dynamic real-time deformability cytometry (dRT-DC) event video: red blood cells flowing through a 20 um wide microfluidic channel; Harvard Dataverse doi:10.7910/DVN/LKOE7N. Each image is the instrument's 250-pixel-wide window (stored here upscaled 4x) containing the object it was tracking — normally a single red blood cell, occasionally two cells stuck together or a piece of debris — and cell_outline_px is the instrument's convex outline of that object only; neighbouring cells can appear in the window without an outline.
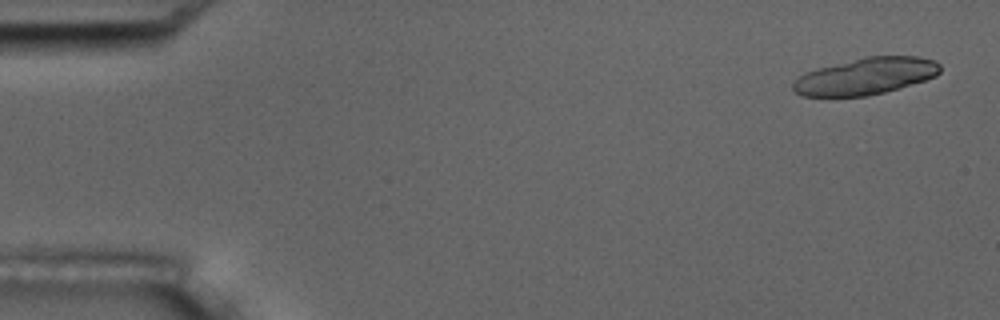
{"species": "common noctule bat (a hibernating species)", "species_latin": "Nyctalus noctula", "temperature_condition": "room temperature", "stored_images_in_passage": 4, "camera_frame_rate_fps": 3000, "um_per_image_px": 0.085, "animal": {"sex": "male", "body_mass_g": 17.5, "forearm_length_mm": 52.3}, "frame": {"image": 1, "passage_image": 1, "time_ms": 0.0, "image_size_px": [1000, 320], "cell_outline_px": [[940, 72], [936, 76], [900, 88], [868, 96], [800, 96], [792, 88], [792, 80], [804, 72], [864, 56], [916, 56], [932, 60], [940, 64]], "centroid_in_image_um": [73.55, 6.48], "position_along_channel_um": 11.5, "area_um2": 31.56}}